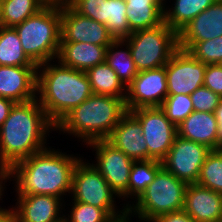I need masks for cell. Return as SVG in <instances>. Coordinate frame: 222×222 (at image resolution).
Listing matches in <instances>:
<instances>
[{
	"label": "cell",
	"instance_id": "1",
	"mask_svg": "<svg viewBox=\"0 0 222 222\" xmlns=\"http://www.w3.org/2000/svg\"><path fill=\"white\" fill-rule=\"evenodd\" d=\"M49 129L56 126L47 117L37 98L15 103L0 127V171L46 149Z\"/></svg>",
	"mask_w": 222,
	"mask_h": 222
},
{
	"label": "cell",
	"instance_id": "2",
	"mask_svg": "<svg viewBox=\"0 0 222 222\" xmlns=\"http://www.w3.org/2000/svg\"><path fill=\"white\" fill-rule=\"evenodd\" d=\"M78 158L49 147L15 163L6 171L7 178L16 181L18 195L44 194L63 199V195L71 193Z\"/></svg>",
	"mask_w": 222,
	"mask_h": 222
},
{
	"label": "cell",
	"instance_id": "3",
	"mask_svg": "<svg viewBox=\"0 0 222 222\" xmlns=\"http://www.w3.org/2000/svg\"><path fill=\"white\" fill-rule=\"evenodd\" d=\"M50 63L37 67L36 97L47 117L56 126L93 92L85 71L64 66L59 61L57 65Z\"/></svg>",
	"mask_w": 222,
	"mask_h": 222
},
{
	"label": "cell",
	"instance_id": "4",
	"mask_svg": "<svg viewBox=\"0 0 222 222\" xmlns=\"http://www.w3.org/2000/svg\"><path fill=\"white\" fill-rule=\"evenodd\" d=\"M127 112L125 98L92 94L67 114L55 130L72 134L86 144L106 140Z\"/></svg>",
	"mask_w": 222,
	"mask_h": 222
},
{
	"label": "cell",
	"instance_id": "5",
	"mask_svg": "<svg viewBox=\"0 0 222 222\" xmlns=\"http://www.w3.org/2000/svg\"><path fill=\"white\" fill-rule=\"evenodd\" d=\"M26 55L38 66L58 57L61 42V7L45 5L13 27Z\"/></svg>",
	"mask_w": 222,
	"mask_h": 222
},
{
	"label": "cell",
	"instance_id": "6",
	"mask_svg": "<svg viewBox=\"0 0 222 222\" xmlns=\"http://www.w3.org/2000/svg\"><path fill=\"white\" fill-rule=\"evenodd\" d=\"M187 186L188 183L177 179L162 167L153 182L136 199L135 205L126 204L127 222L133 213L141 221L151 222L157 216L182 210Z\"/></svg>",
	"mask_w": 222,
	"mask_h": 222
},
{
	"label": "cell",
	"instance_id": "7",
	"mask_svg": "<svg viewBox=\"0 0 222 222\" xmlns=\"http://www.w3.org/2000/svg\"><path fill=\"white\" fill-rule=\"evenodd\" d=\"M124 40L139 72L165 66L179 49L178 34L165 22L154 28L132 32Z\"/></svg>",
	"mask_w": 222,
	"mask_h": 222
},
{
	"label": "cell",
	"instance_id": "8",
	"mask_svg": "<svg viewBox=\"0 0 222 222\" xmlns=\"http://www.w3.org/2000/svg\"><path fill=\"white\" fill-rule=\"evenodd\" d=\"M72 200L102 209H115L117 194L110 188L105 178L90 163L82 158L74 167L71 184Z\"/></svg>",
	"mask_w": 222,
	"mask_h": 222
},
{
	"label": "cell",
	"instance_id": "9",
	"mask_svg": "<svg viewBox=\"0 0 222 222\" xmlns=\"http://www.w3.org/2000/svg\"><path fill=\"white\" fill-rule=\"evenodd\" d=\"M141 124L148 155L162 161L177 136V127L171 123L160 107H141L129 111Z\"/></svg>",
	"mask_w": 222,
	"mask_h": 222
},
{
	"label": "cell",
	"instance_id": "10",
	"mask_svg": "<svg viewBox=\"0 0 222 222\" xmlns=\"http://www.w3.org/2000/svg\"><path fill=\"white\" fill-rule=\"evenodd\" d=\"M96 151V164H92L105 178L118 198L128 199V183L134 160L107 140L88 143Z\"/></svg>",
	"mask_w": 222,
	"mask_h": 222
},
{
	"label": "cell",
	"instance_id": "11",
	"mask_svg": "<svg viewBox=\"0 0 222 222\" xmlns=\"http://www.w3.org/2000/svg\"><path fill=\"white\" fill-rule=\"evenodd\" d=\"M210 152L211 149L207 146L177 135L166 157L161 161L162 167L177 179L188 184L196 183Z\"/></svg>",
	"mask_w": 222,
	"mask_h": 222
},
{
	"label": "cell",
	"instance_id": "12",
	"mask_svg": "<svg viewBox=\"0 0 222 222\" xmlns=\"http://www.w3.org/2000/svg\"><path fill=\"white\" fill-rule=\"evenodd\" d=\"M206 66L178 49L165 65L168 95H190L203 86Z\"/></svg>",
	"mask_w": 222,
	"mask_h": 222
},
{
	"label": "cell",
	"instance_id": "13",
	"mask_svg": "<svg viewBox=\"0 0 222 222\" xmlns=\"http://www.w3.org/2000/svg\"><path fill=\"white\" fill-rule=\"evenodd\" d=\"M167 95L165 66L140 71L127 86V111L141 107H160Z\"/></svg>",
	"mask_w": 222,
	"mask_h": 222
},
{
	"label": "cell",
	"instance_id": "14",
	"mask_svg": "<svg viewBox=\"0 0 222 222\" xmlns=\"http://www.w3.org/2000/svg\"><path fill=\"white\" fill-rule=\"evenodd\" d=\"M114 40L106 25L77 13L70 5L61 7V42L109 46Z\"/></svg>",
	"mask_w": 222,
	"mask_h": 222
},
{
	"label": "cell",
	"instance_id": "15",
	"mask_svg": "<svg viewBox=\"0 0 222 222\" xmlns=\"http://www.w3.org/2000/svg\"><path fill=\"white\" fill-rule=\"evenodd\" d=\"M38 66H0V97L24 103L36 99Z\"/></svg>",
	"mask_w": 222,
	"mask_h": 222
},
{
	"label": "cell",
	"instance_id": "16",
	"mask_svg": "<svg viewBox=\"0 0 222 222\" xmlns=\"http://www.w3.org/2000/svg\"><path fill=\"white\" fill-rule=\"evenodd\" d=\"M222 36V0H216L178 33V47L185 50L192 42Z\"/></svg>",
	"mask_w": 222,
	"mask_h": 222
},
{
	"label": "cell",
	"instance_id": "17",
	"mask_svg": "<svg viewBox=\"0 0 222 222\" xmlns=\"http://www.w3.org/2000/svg\"><path fill=\"white\" fill-rule=\"evenodd\" d=\"M142 131L140 122L128 111L106 140L134 161L151 160Z\"/></svg>",
	"mask_w": 222,
	"mask_h": 222
},
{
	"label": "cell",
	"instance_id": "18",
	"mask_svg": "<svg viewBox=\"0 0 222 222\" xmlns=\"http://www.w3.org/2000/svg\"><path fill=\"white\" fill-rule=\"evenodd\" d=\"M62 200L52 195H18L15 222H58L65 217ZM18 205V206H17Z\"/></svg>",
	"mask_w": 222,
	"mask_h": 222
},
{
	"label": "cell",
	"instance_id": "19",
	"mask_svg": "<svg viewBox=\"0 0 222 222\" xmlns=\"http://www.w3.org/2000/svg\"><path fill=\"white\" fill-rule=\"evenodd\" d=\"M183 210L196 222H221L222 194L197 183L188 184Z\"/></svg>",
	"mask_w": 222,
	"mask_h": 222
},
{
	"label": "cell",
	"instance_id": "20",
	"mask_svg": "<svg viewBox=\"0 0 222 222\" xmlns=\"http://www.w3.org/2000/svg\"><path fill=\"white\" fill-rule=\"evenodd\" d=\"M177 135L218 150V123L214 113L193 111L177 127Z\"/></svg>",
	"mask_w": 222,
	"mask_h": 222
},
{
	"label": "cell",
	"instance_id": "21",
	"mask_svg": "<svg viewBox=\"0 0 222 222\" xmlns=\"http://www.w3.org/2000/svg\"><path fill=\"white\" fill-rule=\"evenodd\" d=\"M107 47L83 42H60L56 61L64 66L86 72L106 61Z\"/></svg>",
	"mask_w": 222,
	"mask_h": 222
},
{
	"label": "cell",
	"instance_id": "22",
	"mask_svg": "<svg viewBox=\"0 0 222 222\" xmlns=\"http://www.w3.org/2000/svg\"><path fill=\"white\" fill-rule=\"evenodd\" d=\"M131 33L150 29L164 22V7L157 0H124Z\"/></svg>",
	"mask_w": 222,
	"mask_h": 222
},
{
	"label": "cell",
	"instance_id": "23",
	"mask_svg": "<svg viewBox=\"0 0 222 222\" xmlns=\"http://www.w3.org/2000/svg\"><path fill=\"white\" fill-rule=\"evenodd\" d=\"M93 94L126 98L127 87L105 61L86 71Z\"/></svg>",
	"mask_w": 222,
	"mask_h": 222
},
{
	"label": "cell",
	"instance_id": "24",
	"mask_svg": "<svg viewBox=\"0 0 222 222\" xmlns=\"http://www.w3.org/2000/svg\"><path fill=\"white\" fill-rule=\"evenodd\" d=\"M216 0H175L174 7H164V22L177 34L199 13ZM166 9V10H165Z\"/></svg>",
	"mask_w": 222,
	"mask_h": 222
},
{
	"label": "cell",
	"instance_id": "25",
	"mask_svg": "<svg viewBox=\"0 0 222 222\" xmlns=\"http://www.w3.org/2000/svg\"><path fill=\"white\" fill-rule=\"evenodd\" d=\"M124 45L127 50L118 47ZM106 62L116 72L119 79L127 87L137 76L139 71L131 57L128 43L124 39H115L106 50Z\"/></svg>",
	"mask_w": 222,
	"mask_h": 222
},
{
	"label": "cell",
	"instance_id": "26",
	"mask_svg": "<svg viewBox=\"0 0 222 222\" xmlns=\"http://www.w3.org/2000/svg\"><path fill=\"white\" fill-rule=\"evenodd\" d=\"M0 66H37L24 52L13 27L0 26Z\"/></svg>",
	"mask_w": 222,
	"mask_h": 222
},
{
	"label": "cell",
	"instance_id": "27",
	"mask_svg": "<svg viewBox=\"0 0 222 222\" xmlns=\"http://www.w3.org/2000/svg\"><path fill=\"white\" fill-rule=\"evenodd\" d=\"M71 214L64 217L66 222H127V208L123 210L102 209L82 202L72 201Z\"/></svg>",
	"mask_w": 222,
	"mask_h": 222
},
{
	"label": "cell",
	"instance_id": "28",
	"mask_svg": "<svg viewBox=\"0 0 222 222\" xmlns=\"http://www.w3.org/2000/svg\"><path fill=\"white\" fill-rule=\"evenodd\" d=\"M44 6L40 0H3L0 26L14 27L37 13Z\"/></svg>",
	"mask_w": 222,
	"mask_h": 222
},
{
	"label": "cell",
	"instance_id": "29",
	"mask_svg": "<svg viewBox=\"0 0 222 222\" xmlns=\"http://www.w3.org/2000/svg\"><path fill=\"white\" fill-rule=\"evenodd\" d=\"M162 168V162L158 160H139L134 161L130 172L128 183V197L136 199L151 184Z\"/></svg>",
	"mask_w": 222,
	"mask_h": 222
},
{
	"label": "cell",
	"instance_id": "30",
	"mask_svg": "<svg viewBox=\"0 0 222 222\" xmlns=\"http://www.w3.org/2000/svg\"><path fill=\"white\" fill-rule=\"evenodd\" d=\"M196 183L222 194V150L207 155Z\"/></svg>",
	"mask_w": 222,
	"mask_h": 222
},
{
	"label": "cell",
	"instance_id": "31",
	"mask_svg": "<svg viewBox=\"0 0 222 222\" xmlns=\"http://www.w3.org/2000/svg\"><path fill=\"white\" fill-rule=\"evenodd\" d=\"M126 11L127 6L124 0H108L109 18L105 25L114 39H124L131 34Z\"/></svg>",
	"mask_w": 222,
	"mask_h": 222
},
{
	"label": "cell",
	"instance_id": "32",
	"mask_svg": "<svg viewBox=\"0 0 222 222\" xmlns=\"http://www.w3.org/2000/svg\"><path fill=\"white\" fill-rule=\"evenodd\" d=\"M160 108L176 127L194 111L190 95H167Z\"/></svg>",
	"mask_w": 222,
	"mask_h": 222
},
{
	"label": "cell",
	"instance_id": "33",
	"mask_svg": "<svg viewBox=\"0 0 222 222\" xmlns=\"http://www.w3.org/2000/svg\"><path fill=\"white\" fill-rule=\"evenodd\" d=\"M185 51L206 65L218 64L222 60V36L202 42H192Z\"/></svg>",
	"mask_w": 222,
	"mask_h": 222
},
{
	"label": "cell",
	"instance_id": "34",
	"mask_svg": "<svg viewBox=\"0 0 222 222\" xmlns=\"http://www.w3.org/2000/svg\"><path fill=\"white\" fill-rule=\"evenodd\" d=\"M70 6L79 14L99 23L108 20V0H73Z\"/></svg>",
	"mask_w": 222,
	"mask_h": 222
},
{
	"label": "cell",
	"instance_id": "35",
	"mask_svg": "<svg viewBox=\"0 0 222 222\" xmlns=\"http://www.w3.org/2000/svg\"><path fill=\"white\" fill-rule=\"evenodd\" d=\"M194 111L214 113L222 97L205 86L197 88L190 94Z\"/></svg>",
	"mask_w": 222,
	"mask_h": 222
},
{
	"label": "cell",
	"instance_id": "36",
	"mask_svg": "<svg viewBox=\"0 0 222 222\" xmlns=\"http://www.w3.org/2000/svg\"><path fill=\"white\" fill-rule=\"evenodd\" d=\"M203 86L222 97V68L219 64L206 66Z\"/></svg>",
	"mask_w": 222,
	"mask_h": 222
},
{
	"label": "cell",
	"instance_id": "37",
	"mask_svg": "<svg viewBox=\"0 0 222 222\" xmlns=\"http://www.w3.org/2000/svg\"><path fill=\"white\" fill-rule=\"evenodd\" d=\"M151 222H196L183 209L157 216Z\"/></svg>",
	"mask_w": 222,
	"mask_h": 222
},
{
	"label": "cell",
	"instance_id": "38",
	"mask_svg": "<svg viewBox=\"0 0 222 222\" xmlns=\"http://www.w3.org/2000/svg\"><path fill=\"white\" fill-rule=\"evenodd\" d=\"M15 102L11 99L0 97V127L4 121L8 118L11 108Z\"/></svg>",
	"mask_w": 222,
	"mask_h": 222
},
{
	"label": "cell",
	"instance_id": "39",
	"mask_svg": "<svg viewBox=\"0 0 222 222\" xmlns=\"http://www.w3.org/2000/svg\"><path fill=\"white\" fill-rule=\"evenodd\" d=\"M214 115L218 123V150H222V99L215 109Z\"/></svg>",
	"mask_w": 222,
	"mask_h": 222
},
{
	"label": "cell",
	"instance_id": "40",
	"mask_svg": "<svg viewBox=\"0 0 222 222\" xmlns=\"http://www.w3.org/2000/svg\"><path fill=\"white\" fill-rule=\"evenodd\" d=\"M0 222H15L13 207L11 210L0 207Z\"/></svg>",
	"mask_w": 222,
	"mask_h": 222
},
{
	"label": "cell",
	"instance_id": "41",
	"mask_svg": "<svg viewBox=\"0 0 222 222\" xmlns=\"http://www.w3.org/2000/svg\"><path fill=\"white\" fill-rule=\"evenodd\" d=\"M73 0H42L44 5H52V6H67L70 5Z\"/></svg>",
	"mask_w": 222,
	"mask_h": 222
},
{
	"label": "cell",
	"instance_id": "42",
	"mask_svg": "<svg viewBox=\"0 0 222 222\" xmlns=\"http://www.w3.org/2000/svg\"><path fill=\"white\" fill-rule=\"evenodd\" d=\"M7 179H8L7 178V172L6 171H0V198H1L0 200H2V197H1L3 195L2 191H4L3 186H5L3 184H5L7 182ZM3 181H4V183H3Z\"/></svg>",
	"mask_w": 222,
	"mask_h": 222
},
{
	"label": "cell",
	"instance_id": "43",
	"mask_svg": "<svg viewBox=\"0 0 222 222\" xmlns=\"http://www.w3.org/2000/svg\"><path fill=\"white\" fill-rule=\"evenodd\" d=\"M163 7H166V5H165V3L164 2H166V0H157ZM165 5V6H164Z\"/></svg>",
	"mask_w": 222,
	"mask_h": 222
},
{
	"label": "cell",
	"instance_id": "44",
	"mask_svg": "<svg viewBox=\"0 0 222 222\" xmlns=\"http://www.w3.org/2000/svg\"><path fill=\"white\" fill-rule=\"evenodd\" d=\"M2 4H3V0H0V17H1Z\"/></svg>",
	"mask_w": 222,
	"mask_h": 222
},
{
	"label": "cell",
	"instance_id": "45",
	"mask_svg": "<svg viewBox=\"0 0 222 222\" xmlns=\"http://www.w3.org/2000/svg\"><path fill=\"white\" fill-rule=\"evenodd\" d=\"M220 65V67L222 68V60L218 63Z\"/></svg>",
	"mask_w": 222,
	"mask_h": 222
},
{
	"label": "cell",
	"instance_id": "46",
	"mask_svg": "<svg viewBox=\"0 0 222 222\" xmlns=\"http://www.w3.org/2000/svg\"><path fill=\"white\" fill-rule=\"evenodd\" d=\"M58 222H66V221H65V219L63 218V219H61V220H60V221H58Z\"/></svg>",
	"mask_w": 222,
	"mask_h": 222
}]
</instances>
